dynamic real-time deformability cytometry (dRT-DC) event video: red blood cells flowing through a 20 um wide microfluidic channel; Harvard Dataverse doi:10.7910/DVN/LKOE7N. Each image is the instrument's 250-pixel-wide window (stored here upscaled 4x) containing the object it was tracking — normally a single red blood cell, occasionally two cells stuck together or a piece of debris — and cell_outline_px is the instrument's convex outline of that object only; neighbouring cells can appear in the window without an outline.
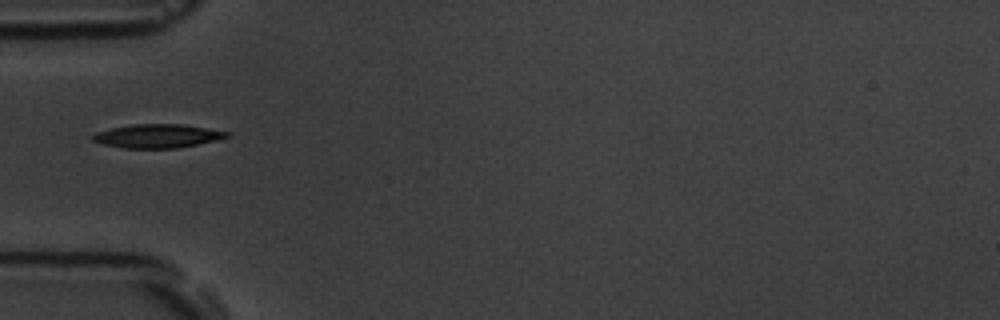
{"species": "common noctule bat (a hibernating species)", "species_latin": "Nyctalus noctula", "temperature_condition": "room temperature", "stored_images_in_passage": 18, "camera_frame_rate_fps": 3000, "um_per_image_px": 0.085, "animal": {"sex": "male", "body_mass_g": 19.5, "forearm_length_mm": 54.6}, "frame": {"image": 1, "passage_image": 1, "time_ms": 0.0, "image_size_px": [1000, 320], "cell_outline_px": [[232, 136], [216, 140], [176, 148], [124, 148], [100, 144], [92, 140], [92, 136], [96, 132], [112, 128], [132, 124], [180, 124], [232, 132]], "centroid_in_image_um": [13.39, 11.56], "position_along_channel_um": 71.6, "area_um2": 18.5}}
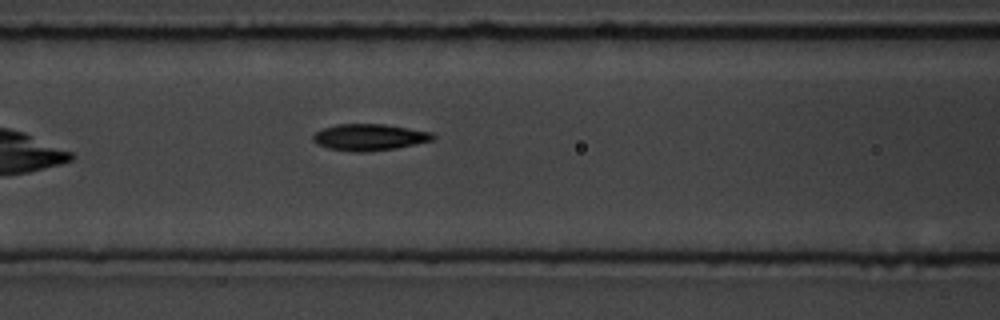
{"frame": {"image": 2, "passage_image": 6, "time_ms": 1.667, "image_size_px": [1000, 320], "cell_outline_px": [[436, 136], [432, 140], [416, 144], [396, 148], [368, 152], [352, 152], [328, 148], [316, 144], [312, 140], [312, 136], [316, 132], [324, 128], [336, 124], [384, 124], [432, 132]], "centroid_in_image_um": [31.38, 11.67], "position_along_channel_um": 135.2, "area_um2": 18.61}}